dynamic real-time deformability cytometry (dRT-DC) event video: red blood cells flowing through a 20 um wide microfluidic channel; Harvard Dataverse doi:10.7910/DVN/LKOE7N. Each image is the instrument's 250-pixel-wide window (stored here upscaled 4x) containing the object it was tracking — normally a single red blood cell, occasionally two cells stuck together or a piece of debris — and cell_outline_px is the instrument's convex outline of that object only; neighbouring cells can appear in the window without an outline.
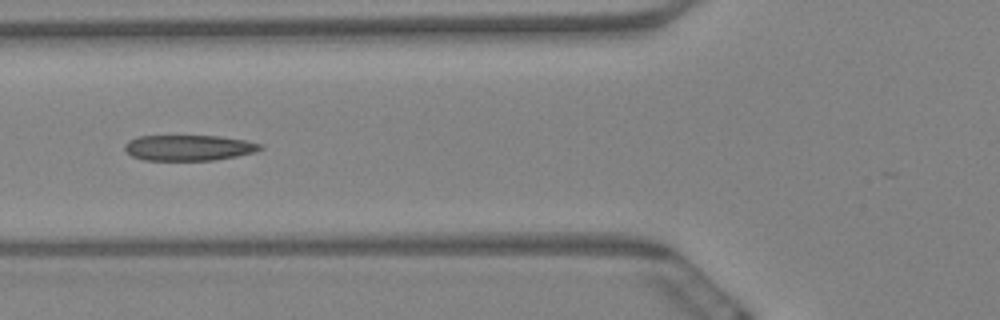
{"species": "Egyptian fruit bat (a non-hibernating species)", "species_latin": "Rousettus aegyptiacus", "temperature_condition": "warm", "stored_images_in_passage": 12, "camera_frame_rate_fps": 3000, "um_per_image_px": 0.085, "animal": {"sex": "female"}, "frame": {"image": 1, "passage_image": 6, "time_ms": 1.667, "image_size_px": [1000, 320], "cell_outline_px": [[264, 148], [256, 152], [236, 156], [212, 160], [144, 160], [132, 156], [124, 148], [124, 144], [128, 140], [136, 136], [220, 136], [244, 140], [264, 144]], "centroid_in_image_um": [16.06, 12.55], "position_along_channel_um": 109.7, "area_um2": 20.35}}
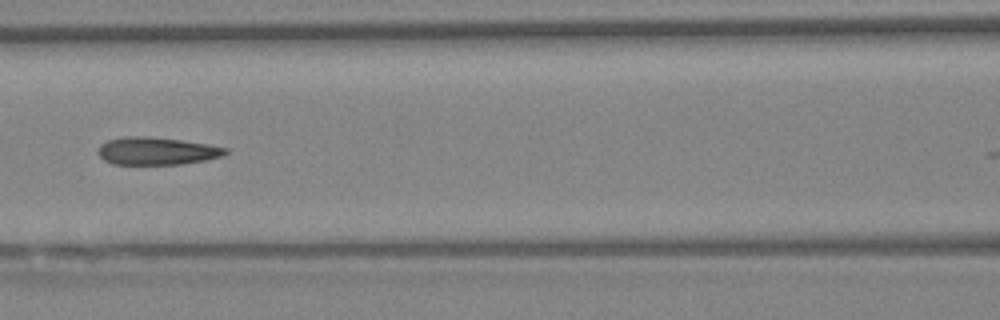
{"frame": {"image": 2, "passage_image": 7, "time_ms": 2.0, "image_size_px": [1000, 320], "cell_outline_px": [[228, 152], [224, 156], [204, 160], [180, 164], [112, 164], [104, 160], [96, 152], [100, 144], [108, 140], [124, 136], [148, 136], [180, 140], [208, 144], [228, 148]], "centroid_in_image_um": [13.3, 12.83], "position_along_channel_um": 153.3, "area_um2": 20.58}}